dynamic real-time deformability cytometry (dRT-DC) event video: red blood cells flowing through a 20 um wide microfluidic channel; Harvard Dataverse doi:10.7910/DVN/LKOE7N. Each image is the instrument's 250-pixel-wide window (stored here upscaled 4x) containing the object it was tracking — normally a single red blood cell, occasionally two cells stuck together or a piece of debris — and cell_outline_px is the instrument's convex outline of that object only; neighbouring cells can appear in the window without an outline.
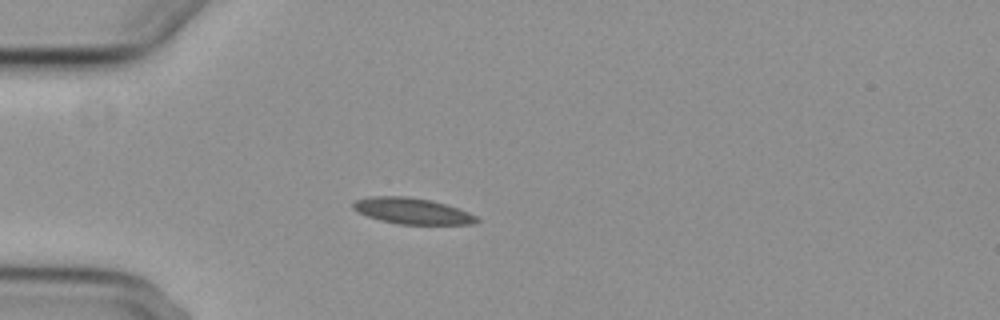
{"species": "common noctule bat (a hibernating species)", "species_latin": "Nyctalus noctula", "temperature_condition": "cold", "stored_images_in_passage": 4, "camera_frame_rate_fps": 3000, "um_per_image_px": 0.085, "animal": {"sex": "female", "body_mass_g": 29.2, "forearm_length_mm": 56.3}, "frame": {"image": 1, "passage_image": 4, "time_ms": 3.333, "image_size_px": [1000, 320], "cell_outline_px": [[480, 220], [476, 224], [400, 224], [380, 220], [368, 216], [352, 208], [352, 204], [356, 200], [368, 196], [408, 196], [432, 200], [468, 212], [476, 216]], "centroid_in_image_um": [35.03, 17.93], "position_along_channel_um": 50.0, "area_um2": 18.67}}